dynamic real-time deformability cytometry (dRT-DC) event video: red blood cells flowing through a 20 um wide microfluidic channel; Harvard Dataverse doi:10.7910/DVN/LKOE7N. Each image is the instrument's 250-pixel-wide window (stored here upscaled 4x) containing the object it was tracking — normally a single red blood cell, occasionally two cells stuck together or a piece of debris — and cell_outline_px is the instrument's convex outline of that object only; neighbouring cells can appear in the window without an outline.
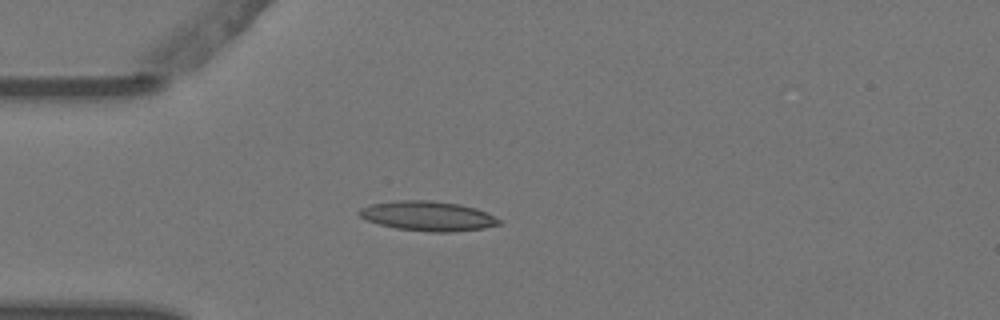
{"species": "Egyptian fruit bat (a non-hibernating species)", "species_latin": "Rousettus aegyptiacus", "temperature_condition": "warm", "stored_images_in_passage": 5, "camera_frame_rate_fps": 3000, "um_per_image_px": 0.085, "animal": {"sex": "female"}, "frame": {"image": 1, "passage_image": 4, "time_ms": 1.0, "image_size_px": [1000, 320], "cell_outline_px": [[500, 224], [484, 228], [456, 232], [428, 232], [396, 228], [364, 220], [356, 212], [360, 208], [368, 204], [396, 200], [428, 200], [460, 204], [476, 208], [500, 220]], "centroid_in_image_um": [36.3, 18.36], "position_along_channel_um": 48.7, "area_um2": 24.33}}